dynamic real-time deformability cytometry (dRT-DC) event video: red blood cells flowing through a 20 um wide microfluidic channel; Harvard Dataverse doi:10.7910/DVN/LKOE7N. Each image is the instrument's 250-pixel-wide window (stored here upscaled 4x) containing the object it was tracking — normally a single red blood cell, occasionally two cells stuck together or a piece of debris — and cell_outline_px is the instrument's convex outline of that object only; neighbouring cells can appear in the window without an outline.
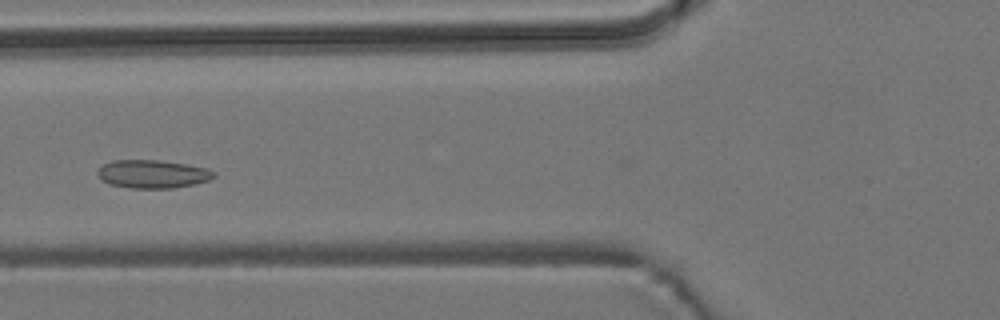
{"species": "common noctule bat (a hibernating species)", "species_latin": "Nyctalus noctula", "temperature_condition": "room temperature", "stored_images_in_passage": 6, "camera_frame_rate_fps": 3000, "um_per_image_px": 0.085, "animal": {"sex": "male", "body_mass_g": 19.2, "forearm_length_mm": 51.8}, "frame": {"image": 1, "passage_image": 6, "time_ms": 7.0, "image_size_px": [1000, 320], "cell_outline_px": [[216, 176], [208, 180], [192, 184], [172, 188], [132, 188], [112, 184], [104, 180], [96, 172], [104, 164], [112, 160], [160, 160], [188, 164], [208, 168], [216, 172]], "centroid_in_image_um": [13.02, 14.77], "position_along_channel_um": 112.8, "area_um2": 18.96}}